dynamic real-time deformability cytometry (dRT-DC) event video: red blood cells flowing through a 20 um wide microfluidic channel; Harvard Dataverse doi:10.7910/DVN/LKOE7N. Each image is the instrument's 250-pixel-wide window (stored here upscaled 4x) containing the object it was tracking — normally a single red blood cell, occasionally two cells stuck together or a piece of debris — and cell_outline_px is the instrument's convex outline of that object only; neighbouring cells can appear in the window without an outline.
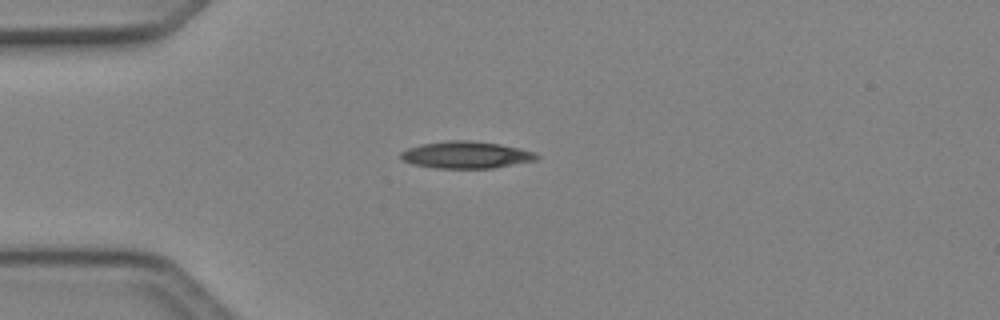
{"species": "Egyptian fruit bat (a non-hibernating species)", "species_latin": "Rousettus aegyptiacus", "temperature_condition": "cold", "stored_images_in_passage": 4, "camera_frame_rate_fps": 3000, "um_per_image_px": 0.085, "animal": {"sex": "female"}, "frame": {"image": 1, "passage_image": 1, "time_ms": 0.0, "image_size_px": [1000, 320], "cell_outline_px": [[540, 156], [536, 160], [492, 168], [436, 168], [412, 164], [404, 160], [400, 156], [400, 152], [408, 148], [420, 144], [448, 140], [468, 140], [500, 144], [520, 148], [532, 152]], "centroid_in_image_um": [39.59, 13.16], "position_along_channel_um": 45.4, "area_um2": 21.27}}
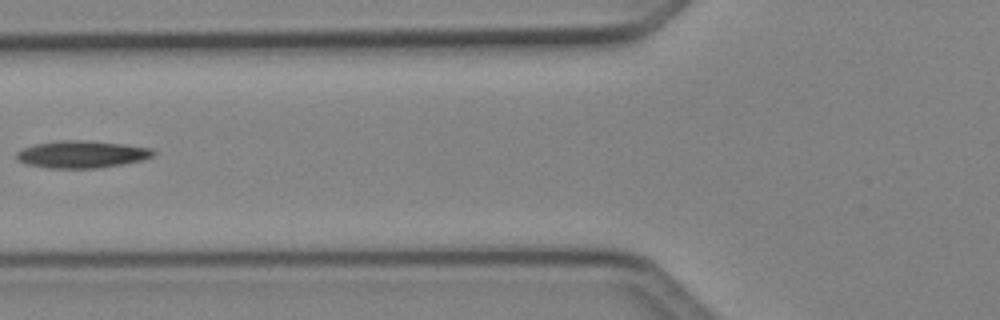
{"frame": {"image": 2, "passage_image": 3, "time_ms": 0.667, "image_size_px": [1000, 320], "cell_outline_px": [[156, 152], [152, 156], [140, 160], [120, 164], [96, 168], [48, 168], [28, 164], [20, 160], [16, 156], [16, 152], [24, 148], [36, 144], [60, 140], [88, 140], [124, 144], [152, 148]], "centroid_in_image_um": [6.96, 13.1], "position_along_channel_um": 118.8, "area_um2": 21.44}}
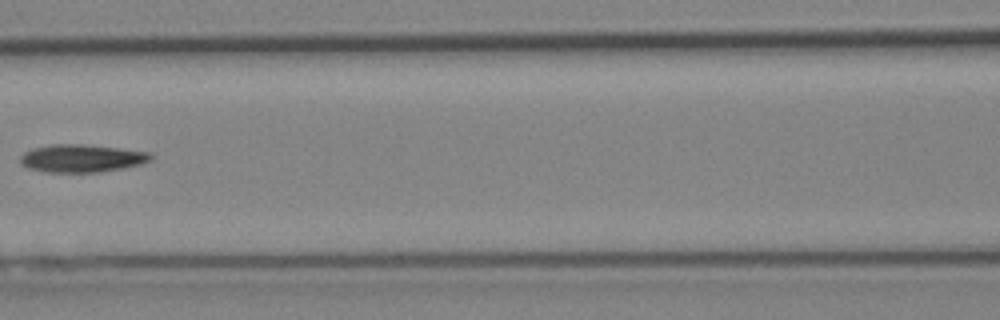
{"frame": {"image": 3, "passage_image": 4, "time_ms": 1.0, "image_size_px": [1000, 320], "cell_outline_px": [[152, 156], [148, 160], [140, 164], [120, 168], [96, 172], [44, 172], [28, 168], [20, 164], [20, 156], [24, 152], [32, 148], [52, 144], [84, 144], [152, 152]], "centroid_in_image_um": [6.88, 13.45], "position_along_channel_um": 159.7, "area_um2": 21.04}}